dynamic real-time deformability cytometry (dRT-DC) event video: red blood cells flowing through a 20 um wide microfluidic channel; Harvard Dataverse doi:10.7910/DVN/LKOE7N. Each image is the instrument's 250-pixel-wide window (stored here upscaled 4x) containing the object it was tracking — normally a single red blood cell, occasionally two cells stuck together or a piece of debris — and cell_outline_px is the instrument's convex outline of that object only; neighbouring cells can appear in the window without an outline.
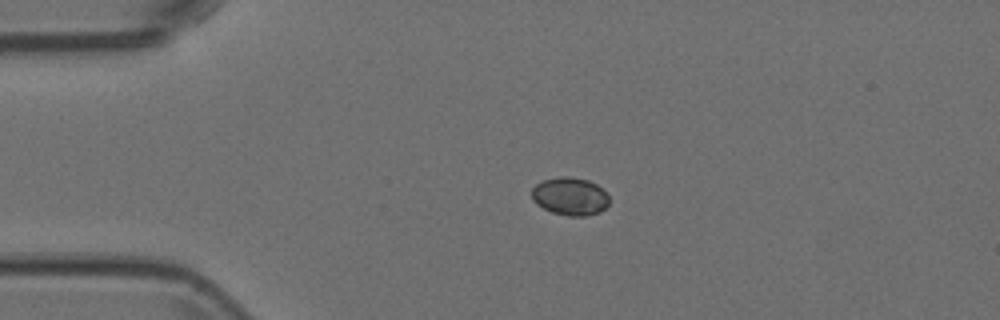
{"species": "Egyptian fruit bat (a non-hibernating species)", "species_latin": "Rousettus aegyptiacus", "temperature_condition": "room temperature", "stored_images_in_passage": 43, "camera_frame_rate_fps": 3000, "um_per_image_px": 0.085, "animal": {"sex": "female"}, "frame": {"image": 1, "passage_image": 1, "time_ms": 0.0, "image_size_px": [1000, 320], "cell_outline_px": [[608, 204], [600, 212], [588, 216], [568, 216], [552, 212], [536, 204], [532, 200], [532, 188], [536, 184], [544, 180], [560, 176], [568, 176], [588, 180], [596, 184], [608, 196]], "centroid_in_image_um": [48.44, 16.69], "position_along_channel_um": 36.6, "area_um2": 17.05}}
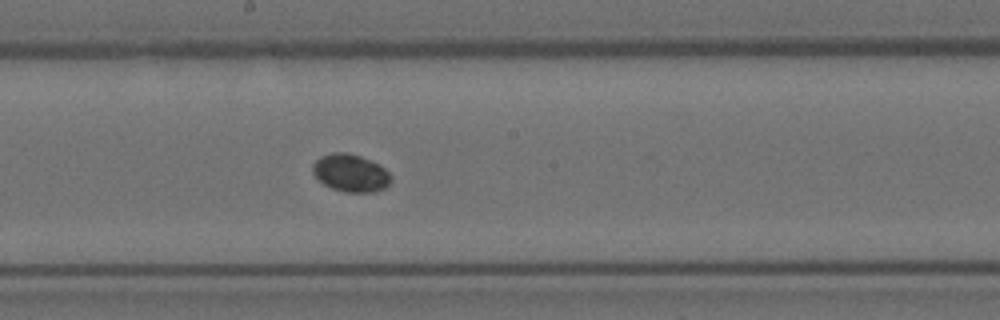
{"frame": {"image": 2, "passage_image": 18, "time_ms": 5.667, "image_size_px": [1000, 320], "cell_outline_px": [[392, 180], [384, 188], [372, 192], [344, 192], [332, 188], [324, 184], [312, 172], [312, 164], [320, 156], [332, 152], [348, 152], [360, 156], [384, 168], [392, 176]], "centroid_in_image_um": [29.78, 14.7], "position_along_channel_um": 218.4, "area_um2": 17.05}}
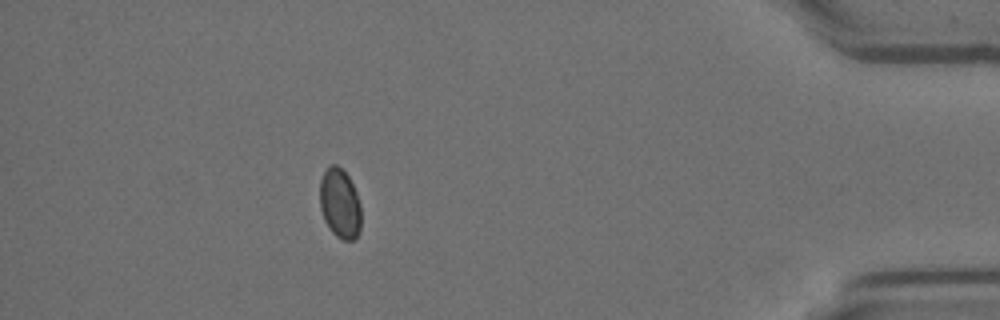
{"frame": {"image": 3, "passage_image": 37, "time_ms": 12.0, "image_size_px": [1000, 320], "cell_outline_px": [[360, 232], [352, 240], [344, 240], [336, 236], [332, 232], [324, 220], [320, 208], [320, 180], [328, 164], [336, 164], [348, 176], [356, 192], [360, 204]], "centroid_in_image_um": [28.87, 17.29], "position_along_channel_um": 406.3, "area_um2": 16.76}}